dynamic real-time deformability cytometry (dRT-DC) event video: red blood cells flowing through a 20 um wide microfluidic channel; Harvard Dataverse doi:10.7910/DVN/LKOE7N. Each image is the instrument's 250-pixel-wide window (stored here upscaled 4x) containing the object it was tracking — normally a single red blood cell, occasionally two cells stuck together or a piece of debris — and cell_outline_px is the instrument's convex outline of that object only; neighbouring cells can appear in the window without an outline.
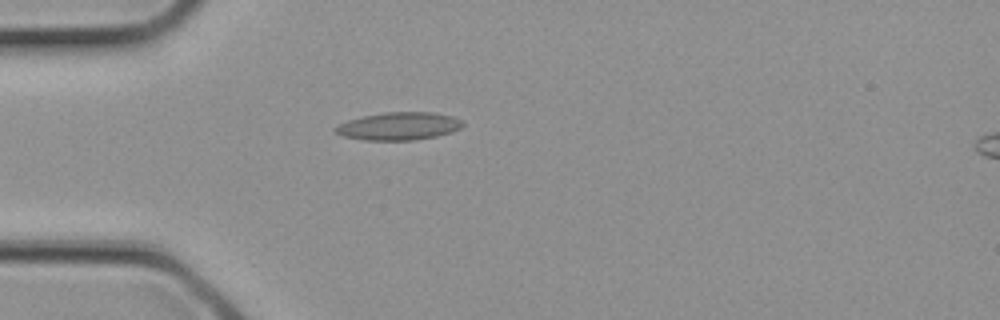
{"species": "common noctule bat (a hibernating species)", "species_latin": "Nyctalus noctula", "temperature_condition": "cold", "stored_images_in_passage": 4, "camera_frame_rate_fps": 3000, "um_per_image_px": 0.085, "animal": {"sex": "female", "body_mass_g": 21.9}, "frame": {"image": 1, "passage_image": 3, "time_ms": 0.667, "image_size_px": [1000, 320], "cell_outline_px": [[464, 124], [460, 128], [452, 132], [436, 136], [416, 140], [364, 140], [340, 136], [332, 128], [348, 120], [364, 116], [384, 112], [432, 112], [452, 116], [460, 120]], "centroid_in_image_um": [33.88, 10.73], "position_along_channel_um": 51.1, "area_um2": 20.63}}